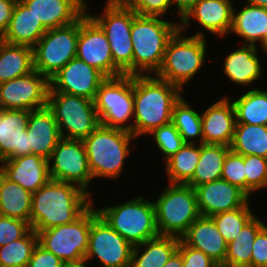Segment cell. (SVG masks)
Instances as JSON below:
<instances>
[{
	"mask_svg": "<svg viewBox=\"0 0 267 267\" xmlns=\"http://www.w3.org/2000/svg\"><path fill=\"white\" fill-rule=\"evenodd\" d=\"M181 91L155 74L133 76V135H149L155 128L172 122L173 107L182 97Z\"/></svg>",
	"mask_w": 267,
	"mask_h": 267,
	"instance_id": "cell-2",
	"label": "cell"
},
{
	"mask_svg": "<svg viewBox=\"0 0 267 267\" xmlns=\"http://www.w3.org/2000/svg\"><path fill=\"white\" fill-rule=\"evenodd\" d=\"M229 151L230 146L200 144V158L187 185L195 189L202 184L221 179L224 160Z\"/></svg>",
	"mask_w": 267,
	"mask_h": 267,
	"instance_id": "cell-32",
	"label": "cell"
},
{
	"mask_svg": "<svg viewBox=\"0 0 267 267\" xmlns=\"http://www.w3.org/2000/svg\"><path fill=\"white\" fill-rule=\"evenodd\" d=\"M15 4L12 0H0V41L6 34Z\"/></svg>",
	"mask_w": 267,
	"mask_h": 267,
	"instance_id": "cell-48",
	"label": "cell"
},
{
	"mask_svg": "<svg viewBox=\"0 0 267 267\" xmlns=\"http://www.w3.org/2000/svg\"><path fill=\"white\" fill-rule=\"evenodd\" d=\"M27 133L31 154L49 159L61 139L60 131L52 111L46 106L31 110Z\"/></svg>",
	"mask_w": 267,
	"mask_h": 267,
	"instance_id": "cell-25",
	"label": "cell"
},
{
	"mask_svg": "<svg viewBox=\"0 0 267 267\" xmlns=\"http://www.w3.org/2000/svg\"><path fill=\"white\" fill-rule=\"evenodd\" d=\"M247 4L267 8V0H245Z\"/></svg>",
	"mask_w": 267,
	"mask_h": 267,
	"instance_id": "cell-53",
	"label": "cell"
},
{
	"mask_svg": "<svg viewBox=\"0 0 267 267\" xmlns=\"http://www.w3.org/2000/svg\"><path fill=\"white\" fill-rule=\"evenodd\" d=\"M163 18L140 15L133 18V76L148 75L151 72L156 75L160 70L168 42L180 29L177 22H167Z\"/></svg>",
	"mask_w": 267,
	"mask_h": 267,
	"instance_id": "cell-3",
	"label": "cell"
},
{
	"mask_svg": "<svg viewBox=\"0 0 267 267\" xmlns=\"http://www.w3.org/2000/svg\"><path fill=\"white\" fill-rule=\"evenodd\" d=\"M88 15L105 32L110 44L114 65L124 74L133 76V44L131 26L137 13L132 8L115 7L106 3L100 16Z\"/></svg>",
	"mask_w": 267,
	"mask_h": 267,
	"instance_id": "cell-12",
	"label": "cell"
},
{
	"mask_svg": "<svg viewBox=\"0 0 267 267\" xmlns=\"http://www.w3.org/2000/svg\"><path fill=\"white\" fill-rule=\"evenodd\" d=\"M89 263L86 258H81L79 260H75V261H66L63 262L62 267H88L87 264Z\"/></svg>",
	"mask_w": 267,
	"mask_h": 267,
	"instance_id": "cell-52",
	"label": "cell"
},
{
	"mask_svg": "<svg viewBox=\"0 0 267 267\" xmlns=\"http://www.w3.org/2000/svg\"><path fill=\"white\" fill-rule=\"evenodd\" d=\"M50 80L35 69L0 84L2 109L36 110L47 106Z\"/></svg>",
	"mask_w": 267,
	"mask_h": 267,
	"instance_id": "cell-16",
	"label": "cell"
},
{
	"mask_svg": "<svg viewBox=\"0 0 267 267\" xmlns=\"http://www.w3.org/2000/svg\"><path fill=\"white\" fill-rule=\"evenodd\" d=\"M201 216L211 217L246 206L249 196L224 179L214 180L195 188Z\"/></svg>",
	"mask_w": 267,
	"mask_h": 267,
	"instance_id": "cell-18",
	"label": "cell"
},
{
	"mask_svg": "<svg viewBox=\"0 0 267 267\" xmlns=\"http://www.w3.org/2000/svg\"><path fill=\"white\" fill-rule=\"evenodd\" d=\"M48 30L76 22L87 10L85 0H22Z\"/></svg>",
	"mask_w": 267,
	"mask_h": 267,
	"instance_id": "cell-23",
	"label": "cell"
},
{
	"mask_svg": "<svg viewBox=\"0 0 267 267\" xmlns=\"http://www.w3.org/2000/svg\"><path fill=\"white\" fill-rule=\"evenodd\" d=\"M262 49H264L263 51L267 54V42L263 45Z\"/></svg>",
	"mask_w": 267,
	"mask_h": 267,
	"instance_id": "cell-54",
	"label": "cell"
},
{
	"mask_svg": "<svg viewBox=\"0 0 267 267\" xmlns=\"http://www.w3.org/2000/svg\"><path fill=\"white\" fill-rule=\"evenodd\" d=\"M266 226L254 216L227 246L224 266L251 267L252 247L257 234Z\"/></svg>",
	"mask_w": 267,
	"mask_h": 267,
	"instance_id": "cell-33",
	"label": "cell"
},
{
	"mask_svg": "<svg viewBox=\"0 0 267 267\" xmlns=\"http://www.w3.org/2000/svg\"><path fill=\"white\" fill-rule=\"evenodd\" d=\"M48 162L51 180L76 184L91 195L87 188L93 177L83 140L61 138Z\"/></svg>",
	"mask_w": 267,
	"mask_h": 267,
	"instance_id": "cell-13",
	"label": "cell"
},
{
	"mask_svg": "<svg viewBox=\"0 0 267 267\" xmlns=\"http://www.w3.org/2000/svg\"><path fill=\"white\" fill-rule=\"evenodd\" d=\"M230 150L243 156L267 158V125L236 123Z\"/></svg>",
	"mask_w": 267,
	"mask_h": 267,
	"instance_id": "cell-34",
	"label": "cell"
},
{
	"mask_svg": "<svg viewBox=\"0 0 267 267\" xmlns=\"http://www.w3.org/2000/svg\"><path fill=\"white\" fill-rule=\"evenodd\" d=\"M106 79L102 72L75 57L50 79L49 92H63L94 101L99 86Z\"/></svg>",
	"mask_w": 267,
	"mask_h": 267,
	"instance_id": "cell-17",
	"label": "cell"
},
{
	"mask_svg": "<svg viewBox=\"0 0 267 267\" xmlns=\"http://www.w3.org/2000/svg\"><path fill=\"white\" fill-rule=\"evenodd\" d=\"M79 19L69 25L48 29L33 47L34 69L52 79L76 57Z\"/></svg>",
	"mask_w": 267,
	"mask_h": 267,
	"instance_id": "cell-11",
	"label": "cell"
},
{
	"mask_svg": "<svg viewBox=\"0 0 267 267\" xmlns=\"http://www.w3.org/2000/svg\"><path fill=\"white\" fill-rule=\"evenodd\" d=\"M135 138L131 132L102 125L89 134L83 143L92 177H120L130 154L129 144Z\"/></svg>",
	"mask_w": 267,
	"mask_h": 267,
	"instance_id": "cell-4",
	"label": "cell"
},
{
	"mask_svg": "<svg viewBox=\"0 0 267 267\" xmlns=\"http://www.w3.org/2000/svg\"><path fill=\"white\" fill-rule=\"evenodd\" d=\"M97 211L132 246L160 236L154 204L141 195L125 203L104 207Z\"/></svg>",
	"mask_w": 267,
	"mask_h": 267,
	"instance_id": "cell-5",
	"label": "cell"
},
{
	"mask_svg": "<svg viewBox=\"0 0 267 267\" xmlns=\"http://www.w3.org/2000/svg\"><path fill=\"white\" fill-rule=\"evenodd\" d=\"M216 267H227V266H224V265H217Z\"/></svg>",
	"mask_w": 267,
	"mask_h": 267,
	"instance_id": "cell-56",
	"label": "cell"
},
{
	"mask_svg": "<svg viewBox=\"0 0 267 267\" xmlns=\"http://www.w3.org/2000/svg\"><path fill=\"white\" fill-rule=\"evenodd\" d=\"M198 0H172V4L176 5L178 13L180 15V21L186 16V14L193 8Z\"/></svg>",
	"mask_w": 267,
	"mask_h": 267,
	"instance_id": "cell-49",
	"label": "cell"
},
{
	"mask_svg": "<svg viewBox=\"0 0 267 267\" xmlns=\"http://www.w3.org/2000/svg\"><path fill=\"white\" fill-rule=\"evenodd\" d=\"M203 144L230 146L236 124L233 103L226 96L209 106L202 114Z\"/></svg>",
	"mask_w": 267,
	"mask_h": 267,
	"instance_id": "cell-21",
	"label": "cell"
},
{
	"mask_svg": "<svg viewBox=\"0 0 267 267\" xmlns=\"http://www.w3.org/2000/svg\"><path fill=\"white\" fill-rule=\"evenodd\" d=\"M172 5V0H140L133 10L140 16L164 17Z\"/></svg>",
	"mask_w": 267,
	"mask_h": 267,
	"instance_id": "cell-45",
	"label": "cell"
},
{
	"mask_svg": "<svg viewBox=\"0 0 267 267\" xmlns=\"http://www.w3.org/2000/svg\"><path fill=\"white\" fill-rule=\"evenodd\" d=\"M30 111L2 109L0 113V161L31 154L27 133Z\"/></svg>",
	"mask_w": 267,
	"mask_h": 267,
	"instance_id": "cell-19",
	"label": "cell"
},
{
	"mask_svg": "<svg viewBox=\"0 0 267 267\" xmlns=\"http://www.w3.org/2000/svg\"><path fill=\"white\" fill-rule=\"evenodd\" d=\"M94 105L100 125L117 128L133 134L134 118L133 76L107 78L98 88Z\"/></svg>",
	"mask_w": 267,
	"mask_h": 267,
	"instance_id": "cell-9",
	"label": "cell"
},
{
	"mask_svg": "<svg viewBox=\"0 0 267 267\" xmlns=\"http://www.w3.org/2000/svg\"><path fill=\"white\" fill-rule=\"evenodd\" d=\"M236 123L267 125V92L252 89L233 101Z\"/></svg>",
	"mask_w": 267,
	"mask_h": 267,
	"instance_id": "cell-35",
	"label": "cell"
},
{
	"mask_svg": "<svg viewBox=\"0 0 267 267\" xmlns=\"http://www.w3.org/2000/svg\"><path fill=\"white\" fill-rule=\"evenodd\" d=\"M246 194L250 197L252 192L267 188V158L246 155L244 156Z\"/></svg>",
	"mask_w": 267,
	"mask_h": 267,
	"instance_id": "cell-40",
	"label": "cell"
},
{
	"mask_svg": "<svg viewBox=\"0 0 267 267\" xmlns=\"http://www.w3.org/2000/svg\"><path fill=\"white\" fill-rule=\"evenodd\" d=\"M90 196L76 184L50 179L32 193L31 229L40 232L74 222L92 205Z\"/></svg>",
	"mask_w": 267,
	"mask_h": 267,
	"instance_id": "cell-1",
	"label": "cell"
},
{
	"mask_svg": "<svg viewBox=\"0 0 267 267\" xmlns=\"http://www.w3.org/2000/svg\"><path fill=\"white\" fill-rule=\"evenodd\" d=\"M150 134L153 136L158 149L165 156V161L185 145L182 136L172 122L155 128Z\"/></svg>",
	"mask_w": 267,
	"mask_h": 267,
	"instance_id": "cell-41",
	"label": "cell"
},
{
	"mask_svg": "<svg viewBox=\"0 0 267 267\" xmlns=\"http://www.w3.org/2000/svg\"><path fill=\"white\" fill-rule=\"evenodd\" d=\"M244 39L243 44L260 46L267 42V8L246 4L240 11L233 9L231 31Z\"/></svg>",
	"mask_w": 267,
	"mask_h": 267,
	"instance_id": "cell-28",
	"label": "cell"
},
{
	"mask_svg": "<svg viewBox=\"0 0 267 267\" xmlns=\"http://www.w3.org/2000/svg\"><path fill=\"white\" fill-rule=\"evenodd\" d=\"M37 243V233L30 229L21 239L0 247V267H27Z\"/></svg>",
	"mask_w": 267,
	"mask_h": 267,
	"instance_id": "cell-38",
	"label": "cell"
},
{
	"mask_svg": "<svg viewBox=\"0 0 267 267\" xmlns=\"http://www.w3.org/2000/svg\"><path fill=\"white\" fill-rule=\"evenodd\" d=\"M13 2H15V3H17V2H20V1H22V0H12Z\"/></svg>",
	"mask_w": 267,
	"mask_h": 267,
	"instance_id": "cell-55",
	"label": "cell"
},
{
	"mask_svg": "<svg viewBox=\"0 0 267 267\" xmlns=\"http://www.w3.org/2000/svg\"><path fill=\"white\" fill-rule=\"evenodd\" d=\"M163 267H183V258L181 253L176 250Z\"/></svg>",
	"mask_w": 267,
	"mask_h": 267,
	"instance_id": "cell-50",
	"label": "cell"
},
{
	"mask_svg": "<svg viewBox=\"0 0 267 267\" xmlns=\"http://www.w3.org/2000/svg\"><path fill=\"white\" fill-rule=\"evenodd\" d=\"M199 158L200 144L185 143L180 150L166 161L165 169L169 183L187 184L194 175Z\"/></svg>",
	"mask_w": 267,
	"mask_h": 267,
	"instance_id": "cell-36",
	"label": "cell"
},
{
	"mask_svg": "<svg viewBox=\"0 0 267 267\" xmlns=\"http://www.w3.org/2000/svg\"><path fill=\"white\" fill-rule=\"evenodd\" d=\"M47 29L37 20L31 9L21 1L14 6L12 17L2 41L12 45L34 47Z\"/></svg>",
	"mask_w": 267,
	"mask_h": 267,
	"instance_id": "cell-26",
	"label": "cell"
},
{
	"mask_svg": "<svg viewBox=\"0 0 267 267\" xmlns=\"http://www.w3.org/2000/svg\"><path fill=\"white\" fill-rule=\"evenodd\" d=\"M98 215L97 209L91 205L72 223L36 232L38 243L63 262L84 258L88 249L91 223Z\"/></svg>",
	"mask_w": 267,
	"mask_h": 267,
	"instance_id": "cell-10",
	"label": "cell"
},
{
	"mask_svg": "<svg viewBox=\"0 0 267 267\" xmlns=\"http://www.w3.org/2000/svg\"><path fill=\"white\" fill-rule=\"evenodd\" d=\"M256 45L243 44L227 54L223 72L227 78L238 85H250L261 77V63Z\"/></svg>",
	"mask_w": 267,
	"mask_h": 267,
	"instance_id": "cell-27",
	"label": "cell"
},
{
	"mask_svg": "<svg viewBox=\"0 0 267 267\" xmlns=\"http://www.w3.org/2000/svg\"><path fill=\"white\" fill-rule=\"evenodd\" d=\"M76 57L102 72L107 78L124 75L113 63L110 44L105 32L88 15L79 18Z\"/></svg>",
	"mask_w": 267,
	"mask_h": 267,
	"instance_id": "cell-15",
	"label": "cell"
},
{
	"mask_svg": "<svg viewBox=\"0 0 267 267\" xmlns=\"http://www.w3.org/2000/svg\"><path fill=\"white\" fill-rule=\"evenodd\" d=\"M153 204L160 236L181 238L201 216L196 191L187 184L169 183Z\"/></svg>",
	"mask_w": 267,
	"mask_h": 267,
	"instance_id": "cell-7",
	"label": "cell"
},
{
	"mask_svg": "<svg viewBox=\"0 0 267 267\" xmlns=\"http://www.w3.org/2000/svg\"><path fill=\"white\" fill-rule=\"evenodd\" d=\"M251 210L248 203L244 207L211 216L227 243L233 241L243 227L255 216Z\"/></svg>",
	"mask_w": 267,
	"mask_h": 267,
	"instance_id": "cell-39",
	"label": "cell"
},
{
	"mask_svg": "<svg viewBox=\"0 0 267 267\" xmlns=\"http://www.w3.org/2000/svg\"><path fill=\"white\" fill-rule=\"evenodd\" d=\"M180 239L187 246L202 251L218 265H224L228 243L211 217L197 218Z\"/></svg>",
	"mask_w": 267,
	"mask_h": 267,
	"instance_id": "cell-24",
	"label": "cell"
},
{
	"mask_svg": "<svg viewBox=\"0 0 267 267\" xmlns=\"http://www.w3.org/2000/svg\"><path fill=\"white\" fill-rule=\"evenodd\" d=\"M48 165V159L30 154L1 161L0 172L10 181L34 193L50 180Z\"/></svg>",
	"mask_w": 267,
	"mask_h": 267,
	"instance_id": "cell-22",
	"label": "cell"
},
{
	"mask_svg": "<svg viewBox=\"0 0 267 267\" xmlns=\"http://www.w3.org/2000/svg\"><path fill=\"white\" fill-rule=\"evenodd\" d=\"M110 5L121 8H134L140 0H107Z\"/></svg>",
	"mask_w": 267,
	"mask_h": 267,
	"instance_id": "cell-51",
	"label": "cell"
},
{
	"mask_svg": "<svg viewBox=\"0 0 267 267\" xmlns=\"http://www.w3.org/2000/svg\"><path fill=\"white\" fill-rule=\"evenodd\" d=\"M133 246L117 233L100 215L91 223L87 261L94 257L103 267H130Z\"/></svg>",
	"mask_w": 267,
	"mask_h": 267,
	"instance_id": "cell-14",
	"label": "cell"
},
{
	"mask_svg": "<svg viewBox=\"0 0 267 267\" xmlns=\"http://www.w3.org/2000/svg\"><path fill=\"white\" fill-rule=\"evenodd\" d=\"M34 70L33 48L0 41V84Z\"/></svg>",
	"mask_w": 267,
	"mask_h": 267,
	"instance_id": "cell-31",
	"label": "cell"
},
{
	"mask_svg": "<svg viewBox=\"0 0 267 267\" xmlns=\"http://www.w3.org/2000/svg\"><path fill=\"white\" fill-rule=\"evenodd\" d=\"M62 264L63 261L37 243L27 267H62Z\"/></svg>",
	"mask_w": 267,
	"mask_h": 267,
	"instance_id": "cell-46",
	"label": "cell"
},
{
	"mask_svg": "<svg viewBox=\"0 0 267 267\" xmlns=\"http://www.w3.org/2000/svg\"><path fill=\"white\" fill-rule=\"evenodd\" d=\"M251 267H267V225L257 234L253 243Z\"/></svg>",
	"mask_w": 267,
	"mask_h": 267,
	"instance_id": "cell-47",
	"label": "cell"
},
{
	"mask_svg": "<svg viewBox=\"0 0 267 267\" xmlns=\"http://www.w3.org/2000/svg\"><path fill=\"white\" fill-rule=\"evenodd\" d=\"M47 107L54 115L61 138L84 140L100 125L94 101L88 98L49 92Z\"/></svg>",
	"mask_w": 267,
	"mask_h": 267,
	"instance_id": "cell-8",
	"label": "cell"
},
{
	"mask_svg": "<svg viewBox=\"0 0 267 267\" xmlns=\"http://www.w3.org/2000/svg\"><path fill=\"white\" fill-rule=\"evenodd\" d=\"M182 33L179 29L169 40L162 66L156 74L181 89L204 65L207 47L203 32L183 38Z\"/></svg>",
	"mask_w": 267,
	"mask_h": 267,
	"instance_id": "cell-6",
	"label": "cell"
},
{
	"mask_svg": "<svg viewBox=\"0 0 267 267\" xmlns=\"http://www.w3.org/2000/svg\"><path fill=\"white\" fill-rule=\"evenodd\" d=\"M221 179L237 186L246 193L244 156L229 151L225 157Z\"/></svg>",
	"mask_w": 267,
	"mask_h": 267,
	"instance_id": "cell-42",
	"label": "cell"
},
{
	"mask_svg": "<svg viewBox=\"0 0 267 267\" xmlns=\"http://www.w3.org/2000/svg\"><path fill=\"white\" fill-rule=\"evenodd\" d=\"M30 229L27 221L0 215V247L21 239Z\"/></svg>",
	"mask_w": 267,
	"mask_h": 267,
	"instance_id": "cell-43",
	"label": "cell"
},
{
	"mask_svg": "<svg viewBox=\"0 0 267 267\" xmlns=\"http://www.w3.org/2000/svg\"><path fill=\"white\" fill-rule=\"evenodd\" d=\"M172 123L185 143L203 144L201 114L192 109L183 97L173 107ZM198 137L200 141L194 140Z\"/></svg>",
	"mask_w": 267,
	"mask_h": 267,
	"instance_id": "cell-37",
	"label": "cell"
},
{
	"mask_svg": "<svg viewBox=\"0 0 267 267\" xmlns=\"http://www.w3.org/2000/svg\"><path fill=\"white\" fill-rule=\"evenodd\" d=\"M32 193L0 172V215L27 221L30 224Z\"/></svg>",
	"mask_w": 267,
	"mask_h": 267,
	"instance_id": "cell-30",
	"label": "cell"
},
{
	"mask_svg": "<svg viewBox=\"0 0 267 267\" xmlns=\"http://www.w3.org/2000/svg\"><path fill=\"white\" fill-rule=\"evenodd\" d=\"M231 0H198L186 16L179 21L180 30L187 31L190 19L196 20L206 31L224 37L233 23Z\"/></svg>",
	"mask_w": 267,
	"mask_h": 267,
	"instance_id": "cell-20",
	"label": "cell"
},
{
	"mask_svg": "<svg viewBox=\"0 0 267 267\" xmlns=\"http://www.w3.org/2000/svg\"><path fill=\"white\" fill-rule=\"evenodd\" d=\"M179 242L178 237L158 236L133 246L130 267H163L178 249Z\"/></svg>",
	"mask_w": 267,
	"mask_h": 267,
	"instance_id": "cell-29",
	"label": "cell"
},
{
	"mask_svg": "<svg viewBox=\"0 0 267 267\" xmlns=\"http://www.w3.org/2000/svg\"><path fill=\"white\" fill-rule=\"evenodd\" d=\"M177 250L183 258V267H216L218 265L202 251L187 246L181 239Z\"/></svg>",
	"mask_w": 267,
	"mask_h": 267,
	"instance_id": "cell-44",
	"label": "cell"
}]
</instances>
